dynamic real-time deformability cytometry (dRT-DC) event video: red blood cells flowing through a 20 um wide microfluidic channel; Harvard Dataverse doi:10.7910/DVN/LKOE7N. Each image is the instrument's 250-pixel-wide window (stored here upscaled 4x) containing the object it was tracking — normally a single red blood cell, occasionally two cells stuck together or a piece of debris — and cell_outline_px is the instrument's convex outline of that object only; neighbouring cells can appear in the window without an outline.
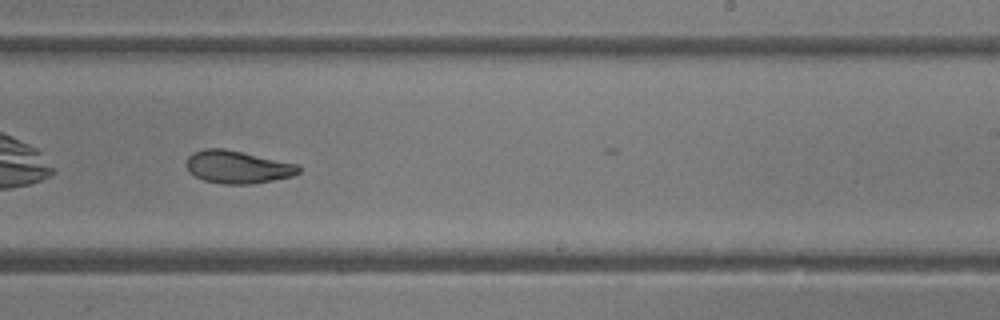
{"species": "common noctule bat (a hibernating species)", "species_latin": "Nyctalus noctula", "temperature_condition": "room temperature", "stored_images_in_passage": 35, "camera_frame_rate_fps": 3000, "um_per_image_px": 0.085, "animal": {"sex": "female"}, "frame": {"image": 1, "passage_image": 16, "time_ms": 5.0, "image_size_px": [1000, 320], "cell_outline_px": [[300, 172], [292, 176], [252, 184], [224, 184], [204, 180], [188, 172], [188, 156], [192, 152], [204, 148], [224, 148], [300, 164]], "centroid_in_image_um": [20.22, 14.18], "position_along_channel_um": 268.8, "area_um2": 21.44}}
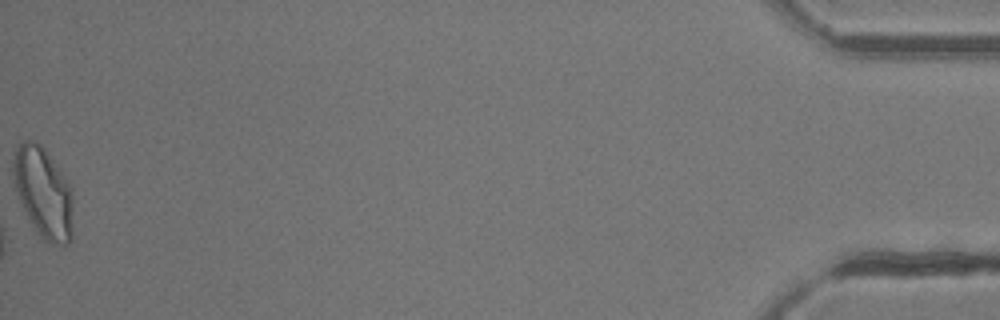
{"frame": {"image": 2, "passage_image": 35, "time_ms": 11.333, "image_size_px": [1000, 320], "cell_outline_px": [[72, 240], [68, 244], [52, 244], [40, 240], [32, 228], [28, 220], [16, 192], [12, 176], [12, 164], [16, 148], [24, 140], [36, 140], [44, 148], [72, 188]], "centroid_in_image_um": [3.66, 16.42], "position_along_channel_um": 431.5, "area_um2": 32.08}, "authors_computed_cell_mechanics": {"area_um2": 21.964, "velocity_mm_per_s": 4.2025, "shape_relaxation_time_tau1_ms": 8.0134, "shape_relaxation_time_tau2_ms": 2.4084, "deformation_change_tau1": 0.209, "deformation_change_tau2": 0.0822}}